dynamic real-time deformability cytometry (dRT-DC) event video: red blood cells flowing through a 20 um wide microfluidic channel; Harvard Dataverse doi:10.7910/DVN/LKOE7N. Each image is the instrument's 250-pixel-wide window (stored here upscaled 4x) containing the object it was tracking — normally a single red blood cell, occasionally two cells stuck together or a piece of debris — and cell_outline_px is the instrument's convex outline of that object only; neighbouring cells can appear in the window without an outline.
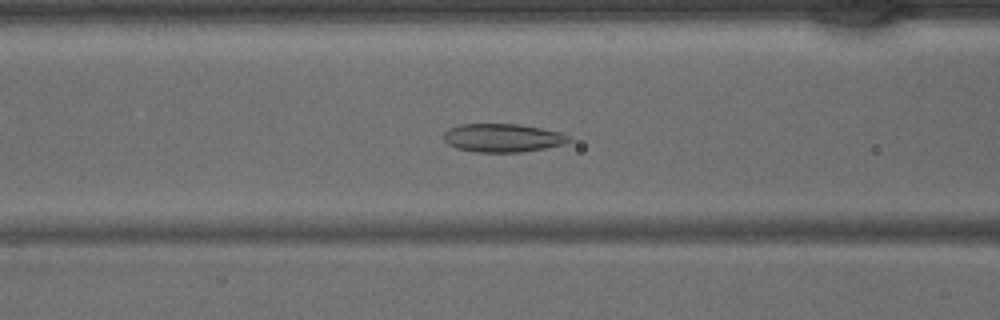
{"species": "common noctule bat (a hibernating species)", "species_latin": "Nyctalus noctula", "temperature_condition": "warm", "stored_images_in_passage": 44, "camera_frame_rate_fps": 3000, "um_per_image_px": 0.085, "animal": {"sex": "male", "body_mass_g": 15.6}, "frame": {"image": 1, "passage_image": 17, "time_ms": 5.333, "image_size_px": [1000, 320], "cell_outline_px": [[572, 140], [560, 144], [544, 148], [520, 152], [480, 152], [456, 148], [448, 144], [444, 140], [444, 132], [448, 128], [460, 124], [516, 124], [540, 128], [560, 132], [568, 136]], "centroid_in_image_um": [42.68, 11.71], "position_along_channel_um": 123.9, "area_um2": 20.46}}
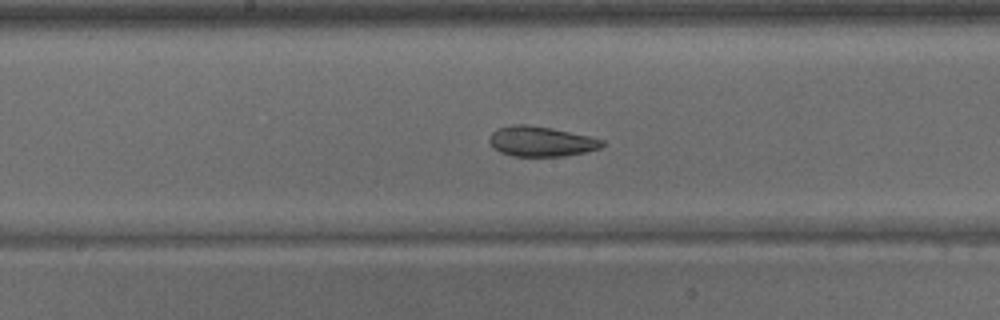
{"frame": {"image": 2, "passage_image": 22, "time_ms": 7.0, "image_size_px": [1000, 320], "cell_outline_px": [[604, 144], [600, 148], [584, 152], [564, 156], [512, 156], [500, 152], [488, 140], [488, 136], [496, 128], [512, 124], [528, 124], [552, 128], [588, 136], [604, 140]], "centroid_in_image_um": [45.96, 12.01], "position_along_channel_um": 202.2, "area_um2": 19.77}}
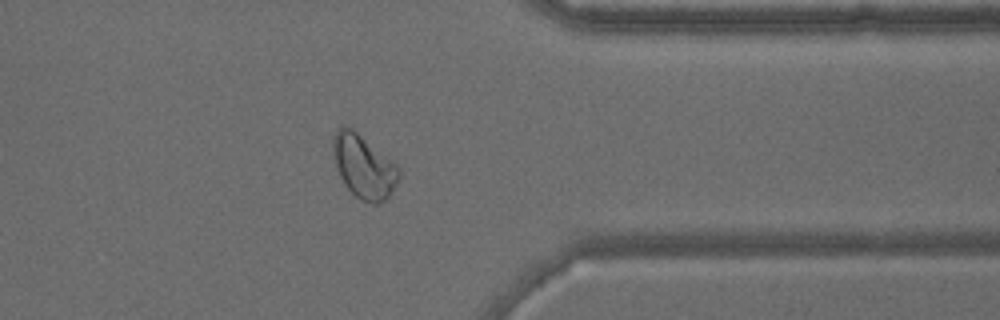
{"frame": {"image": 3, "passage_image": 34, "time_ms": 11.0, "image_size_px": [1000, 320], "cell_outline_px": [[400, 176], [396, 184], [388, 196], [384, 200], [376, 204], [372, 204], [360, 200], [344, 184], [340, 176], [332, 152], [332, 140], [336, 132], [344, 124], [352, 128], [392, 160], [400, 168]], "centroid_in_image_um": [30.91, 14.15], "position_along_channel_um": 380.5, "area_um2": 24.16}}